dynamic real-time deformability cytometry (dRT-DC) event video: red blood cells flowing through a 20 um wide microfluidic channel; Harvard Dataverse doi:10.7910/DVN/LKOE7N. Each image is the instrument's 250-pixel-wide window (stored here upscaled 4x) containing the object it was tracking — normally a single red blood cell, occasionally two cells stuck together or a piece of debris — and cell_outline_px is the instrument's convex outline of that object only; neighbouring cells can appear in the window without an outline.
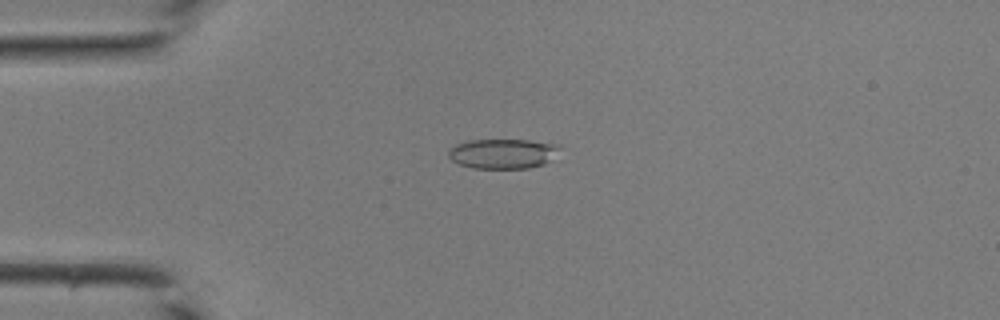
{"species": "common noctule bat (a hibernating species)", "species_latin": "Nyctalus noctula", "temperature_condition": "room temperature", "stored_images_in_passage": 34, "camera_frame_rate_fps": 3000, "um_per_image_px": 0.085, "animal": {"sex": "male", "body_mass_g": 19.0, "forearm_length_mm": 50.8}, "frame": {"image": 1, "passage_image": 3, "time_ms": 0.667, "image_size_px": [1000, 320], "cell_outline_px": [[560, 148], [544, 164], [528, 168], [472, 168], [460, 164], [452, 160], [448, 156], [448, 148], [456, 144], [468, 140], [528, 140], [556, 144]], "centroid_in_image_um": [42.67, 13.05], "position_along_channel_um": 42.3, "area_um2": 19.13}}
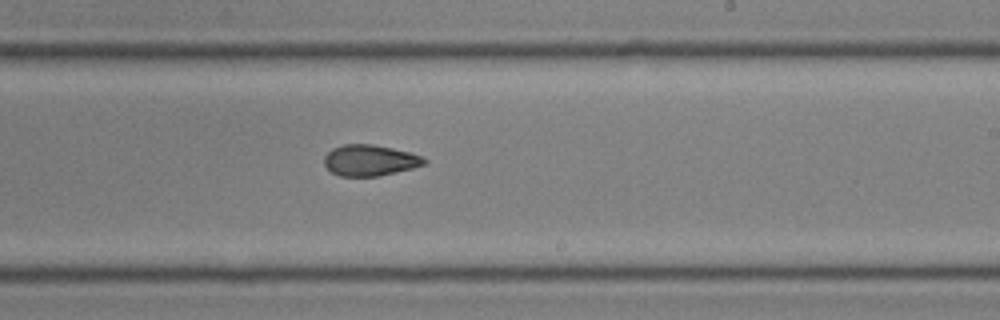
{"frame": {"image": 2, "passage_image": 18, "time_ms": 5.667, "image_size_px": [1000, 320], "cell_outline_px": [[428, 160], [424, 164], [412, 168], [380, 176], [340, 176], [332, 172], [324, 164], [324, 156], [332, 148], [344, 144], [372, 144], [392, 148], [408, 152], [420, 156]], "centroid_in_image_um": [31.41, 13.63], "position_along_channel_um": 257.6, "area_um2": 17.98}}
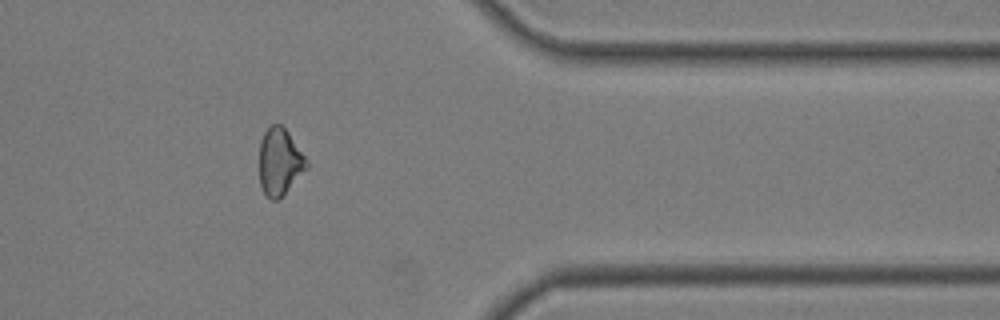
{"frame": {"image": 3, "passage_image": 27, "time_ms": 8.667, "image_size_px": [1000, 320], "cell_outline_px": [[308, 164], [284, 192], [276, 200], [272, 200], [264, 196], [260, 184], [260, 140], [264, 132], [272, 124], [280, 124], [288, 132], [308, 160]], "centroid_in_image_um": [23.73, 13.72], "position_along_channel_um": 387.7, "area_um2": 17.92}}